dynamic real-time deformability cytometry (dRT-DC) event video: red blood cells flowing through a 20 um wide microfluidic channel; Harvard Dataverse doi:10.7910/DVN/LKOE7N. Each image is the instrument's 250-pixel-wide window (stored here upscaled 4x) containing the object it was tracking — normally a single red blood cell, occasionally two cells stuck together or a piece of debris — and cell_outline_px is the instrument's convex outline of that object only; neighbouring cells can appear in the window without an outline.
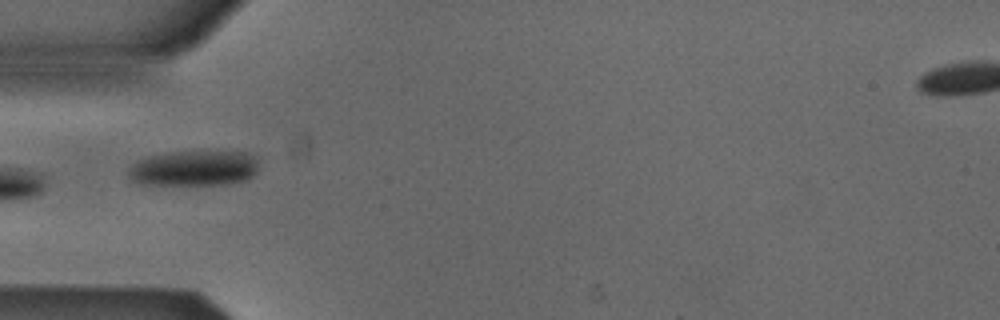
{"species": "Egyptian fruit bat (a non-hibernating species)", "species_latin": "Rousettus aegyptiacus", "temperature_condition": "cold", "stored_images_in_passage": 37, "camera_frame_rate_fps": 3000, "um_per_image_px": 0.085, "animal": {"sex": "male"}, "frame": {"image": 1, "passage_image": 1, "time_ms": 0.0, "image_size_px": [1000, 320], "cell_outline_px": [[256, 172], [248, 180], [228, 184], [140, 184], [128, 180], [128, 168], [136, 160], [144, 156], [168, 152], [244, 152], [256, 156]], "centroid_in_image_um": [16.42, 14.3], "position_along_channel_um": 68.6, "area_um2": 27.11}}
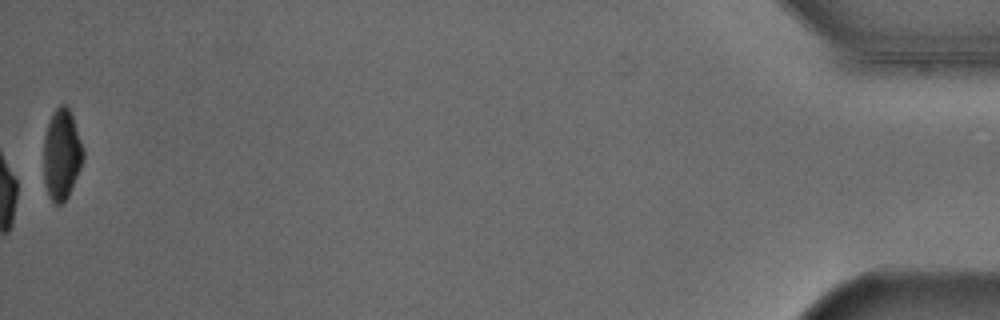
{"frame": {"image": 2, "passage_image": 37, "time_ms": 12.0, "image_size_px": [1000, 320], "cell_outline_px": [[84, 156], [80, 168], [68, 196], [60, 204], [52, 204], [48, 196], [44, 180], [44, 136], [52, 112], [60, 104], [64, 104], [68, 108], [72, 116], [84, 152]], "centroid_in_image_um": [5.22, 13.15], "position_along_channel_um": 430.0, "area_um2": 20.69}, "authors_computed_cell_mechanics": {"area_um2": 25.3164, "velocity_mm_per_s": 3.8514, "shape_relaxation_time_tau1_ms": 4.5562, "shape_relaxation_time_tau2_ms": null, "deformation_change_tau1": 0.0793, "deformation_change_tau2": null}}